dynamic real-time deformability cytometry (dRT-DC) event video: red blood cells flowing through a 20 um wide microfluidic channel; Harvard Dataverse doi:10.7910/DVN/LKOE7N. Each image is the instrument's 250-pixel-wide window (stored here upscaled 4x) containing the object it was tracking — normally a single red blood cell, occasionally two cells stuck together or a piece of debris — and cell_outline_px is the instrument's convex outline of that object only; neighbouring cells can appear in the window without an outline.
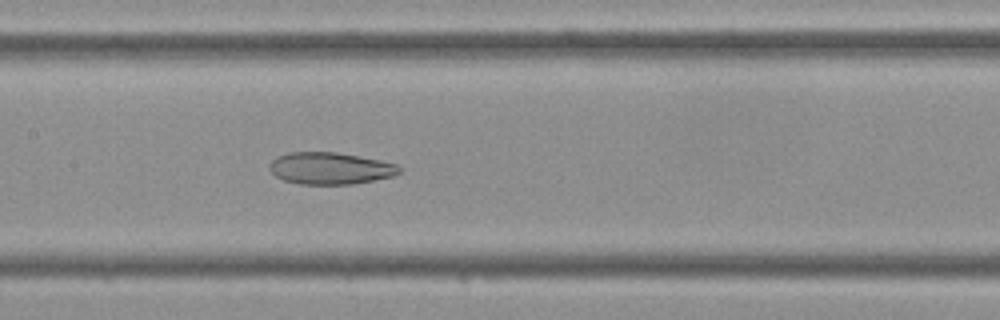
{"species": "Egyptian fruit bat (a non-hibernating species)", "species_latin": "Rousettus aegyptiacus", "temperature_condition": "cold", "stored_images_in_passage": 41, "camera_frame_rate_fps": 3000, "um_per_image_px": 0.085, "frame": {"image": 1, "passage_image": 18, "time_ms": 5.667, "image_size_px": [1000, 320], "cell_outline_px": [[400, 172], [392, 176], [352, 184], [300, 184], [284, 180], [276, 176], [268, 168], [268, 164], [276, 156], [288, 152], [336, 152], [380, 160], [396, 164], [400, 168]], "centroid_in_image_um": [28.02, 14.3], "position_along_channel_um": 179.4, "area_um2": 24.04}}
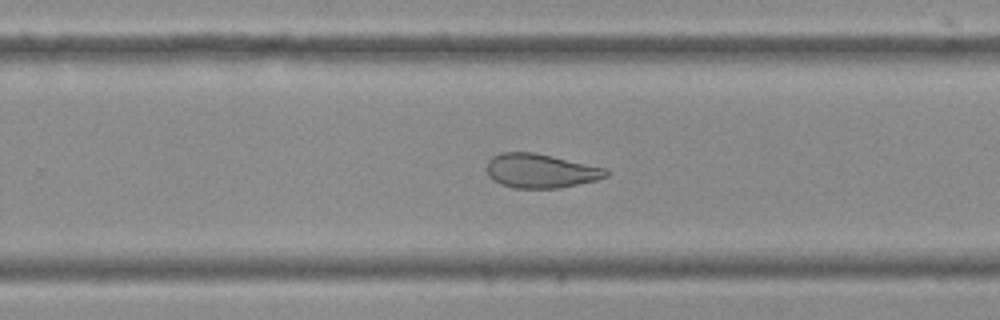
{"frame": {"image": 2, "passage_image": 25, "time_ms": 8.0, "image_size_px": [1000, 320], "cell_outline_px": [[608, 176], [596, 180], [560, 188], [512, 188], [500, 184], [488, 176], [488, 160], [492, 156], [500, 152], [532, 152], [552, 156], [608, 168]], "centroid_in_image_um": [45.96, 14.52], "position_along_channel_um": 283.8, "area_um2": 23.81}}
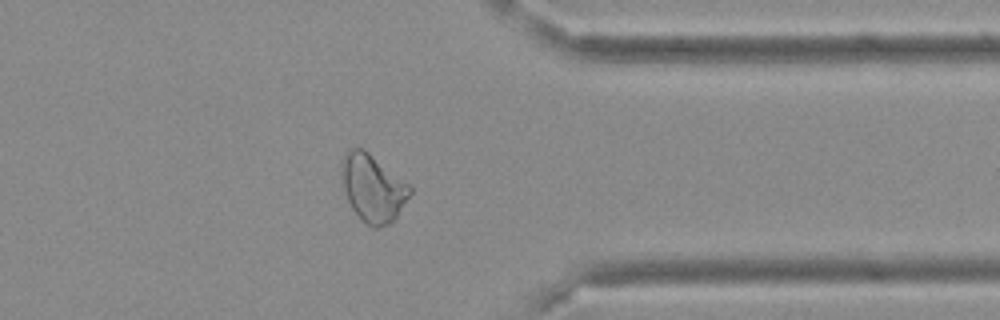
{"frame": {"image": 3, "passage_image": 32, "time_ms": 10.333, "image_size_px": [1000, 320], "cell_outline_px": [[412, 192], [396, 216], [388, 224], [376, 228], [372, 228], [352, 208], [348, 200], [344, 188], [340, 172], [340, 164], [344, 152], [352, 148], [364, 148], [408, 184], [412, 188]], "centroid_in_image_um": [31.66, 15.94], "position_along_channel_um": 379.7, "area_um2": 26.47}}